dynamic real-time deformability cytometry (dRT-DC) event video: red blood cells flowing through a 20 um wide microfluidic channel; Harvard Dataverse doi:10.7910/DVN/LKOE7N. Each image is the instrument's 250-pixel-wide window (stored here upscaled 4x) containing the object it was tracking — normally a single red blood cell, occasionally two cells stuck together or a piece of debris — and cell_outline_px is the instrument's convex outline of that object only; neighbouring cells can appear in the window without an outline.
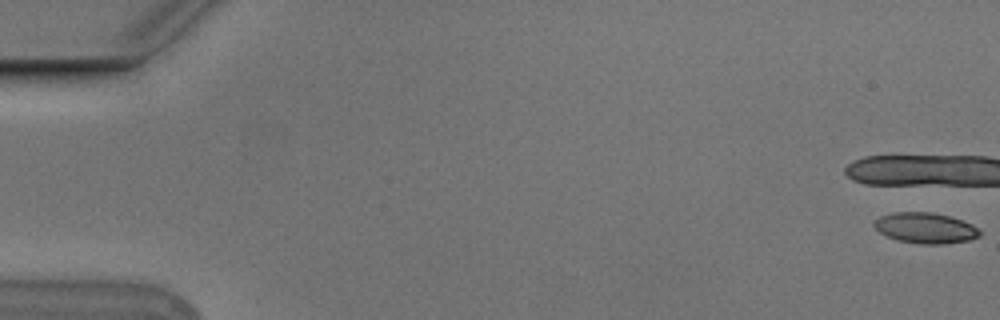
{"species": "Egyptian fruit bat (a non-hibernating species)", "species_latin": "Rousettus aegyptiacus", "temperature_condition": "cold", "stored_images_in_passage": 7, "camera_frame_rate_fps": 3000, "um_per_image_px": 0.085, "animal": {"sex": "male"}, "frame": {"image": 1, "passage_image": 1, "time_ms": 0.0, "image_size_px": [1000, 320], "cell_outline_px": [[980, 236], [968, 240], [944, 244], [920, 244], [900, 240], [888, 236], [880, 232], [872, 224], [880, 216], [892, 212], [932, 212], [948, 216], [972, 224], [980, 232]], "centroid_in_image_um": [78.65, 19.37], "position_along_channel_um": 6.4, "area_um2": 18.61}}